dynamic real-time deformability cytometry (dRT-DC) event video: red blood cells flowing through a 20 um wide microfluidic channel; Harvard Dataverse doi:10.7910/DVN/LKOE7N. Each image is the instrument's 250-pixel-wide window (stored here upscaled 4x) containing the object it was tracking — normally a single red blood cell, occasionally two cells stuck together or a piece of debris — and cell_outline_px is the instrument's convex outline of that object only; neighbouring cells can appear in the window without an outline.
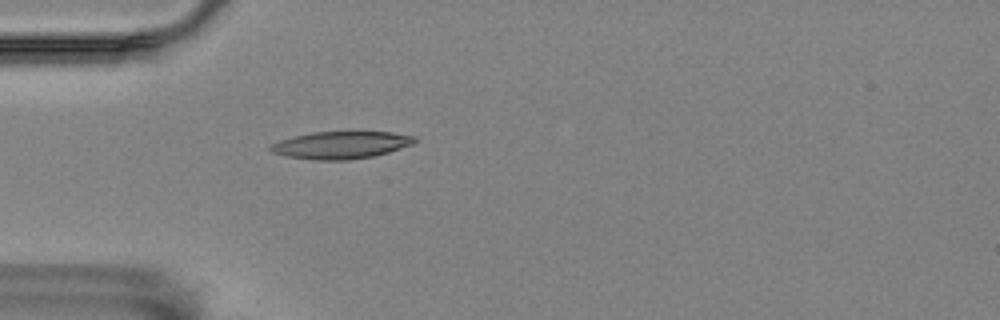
{"species": "Egyptian fruit bat (a non-hibernating species)", "species_latin": "Rousettus aegyptiacus", "temperature_condition": "room temperature", "stored_images_in_passage": 43, "camera_frame_rate_fps": 3000, "um_per_image_px": 0.085, "animal": {"sex": "female"}, "frame": {"image": 1, "passage_image": 3, "time_ms": 0.667, "image_size_px": [1000, 320], "cell_outline_px": [[416, 140], [412, 144], [388, 152], [372, 156], [348, 160], [316, 160], [284, 156], [272, 152], [268, 148], [272, 144], [280, 140], [292, 136], [312, 132], [392, 132], [416, 136]], "centroid_in_image_um": [28.95, 12.32], "position_along_channel_um": 56.1, "area_um2": 22.89}}
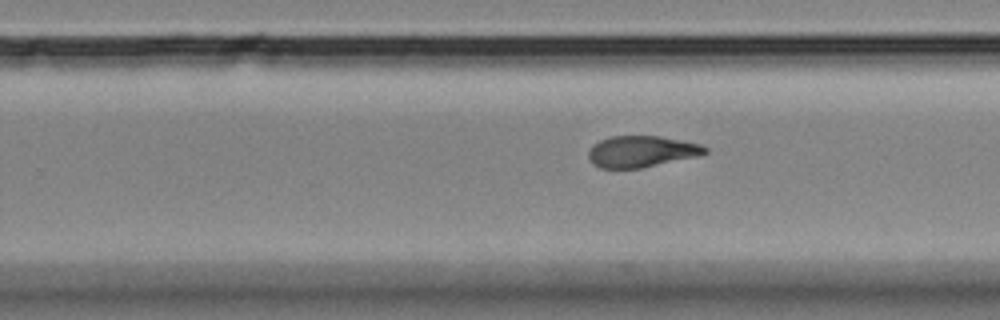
{"frame": {"image": 2, "passage_image": 22, "time_ms": 7.0, "image_size_px": [1000, 320], "cell_outline_px": [[708, 152], [700, 156], [640, 168], [600, 168], [592, 164], [588, 156], [588, 152], [592, 144], [600, 140], [612, 136], [660, 136], [700, 144], [708, 148]], "centroid_in_image_um": [54.52, 12.88], "position_along_channel_um": 275.3, "area_um2": 21.39}}
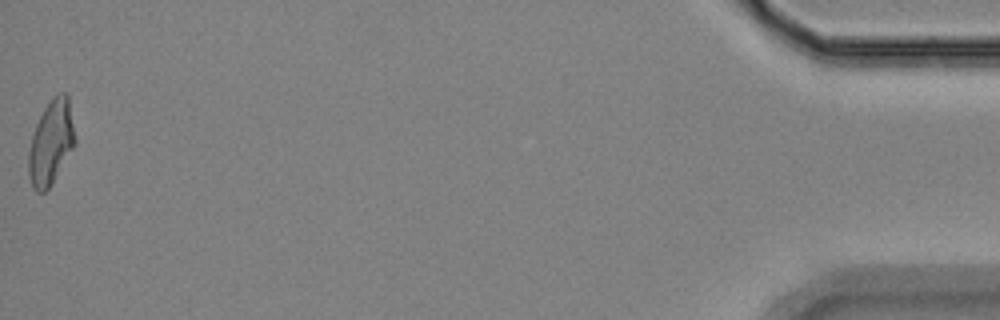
{"frame": {"image": 3, "passage_image": 43, "time_ms": 14.0, "image_size_px": [1000, 320], "cell_outline_px": [[76, 144], [52, 184], [44, 192], [36, 192], [32, 188], [28, 176], [28, 152], [32, 136], [36, 124], [44, 108], [52, 96], [60, 92], [68, 92], [76, 136]], "centroid_in_image_um": [4.35, 12.1], "position_along_channel_um": 430.8, "area_um2": 23.29}, "authors_computed_cell_mechanics": {"area_um2": 22.0218, "velocity_mm_per_s": 3.5387, "shape_relaxation_time_tau1_ms": null, "shape_relaxation_time_tau2_ms": 2.4664, "deformation_change_tau1": null, "deformation_change_tau2": 0.1031}}